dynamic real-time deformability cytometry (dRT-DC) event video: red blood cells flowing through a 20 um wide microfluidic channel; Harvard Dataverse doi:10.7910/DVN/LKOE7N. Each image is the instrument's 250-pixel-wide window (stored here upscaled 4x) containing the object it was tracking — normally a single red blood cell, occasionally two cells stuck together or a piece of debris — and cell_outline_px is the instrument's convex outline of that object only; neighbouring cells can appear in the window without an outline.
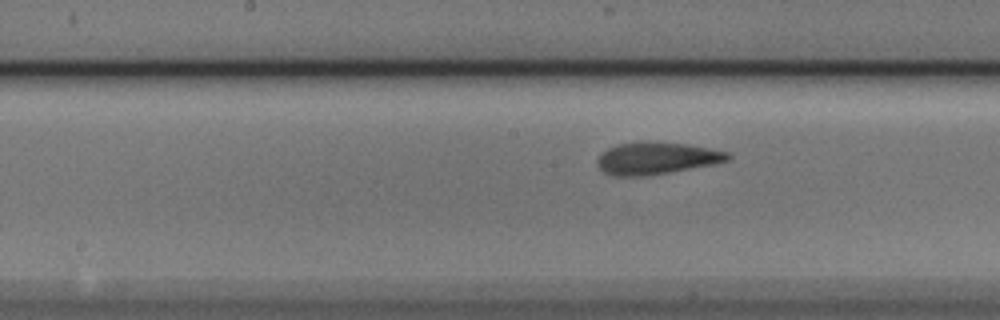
{"species": "Egyptian fruit bat (a non-hibernating species)", "species_latin": "Rousettus aegyptiacus", "temperature_condition": "cold", "stored_images_in_passage": 8, "camera_frame_rate_fps": 3000, "um_per_image_px": 0.085, "animal": {"sex": "male"}, "frame": {"image": 1, "passage_image": 8, "time_ms": 2.333, "image_size_px": [1000, 320], "cell_outline_px": [[732, 160], [712, 164], [648, 176], [612, 176], [604, 172], [600, 168], [596, 160], [600, 152], [616, 144], [684, 144], [708, 148], [728, 152], [732, 156]], "centroid_in_image_um": [55.79, 13.49], "position_along_channel_um": 192.4, "area_um2": 23.7}}